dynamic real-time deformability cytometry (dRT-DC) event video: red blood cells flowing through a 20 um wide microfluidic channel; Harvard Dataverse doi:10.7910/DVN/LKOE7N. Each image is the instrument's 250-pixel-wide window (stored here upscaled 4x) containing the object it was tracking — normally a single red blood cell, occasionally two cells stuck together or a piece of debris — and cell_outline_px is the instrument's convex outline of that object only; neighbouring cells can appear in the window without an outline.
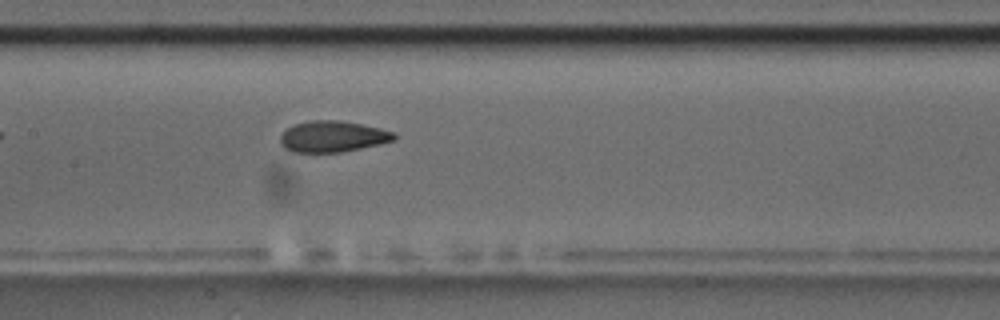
{"species": "common noctule bat (a hibernating species)", "species_latin": "Nyctalus noctula", "temperature_condition": "room temperature", "stored_images_in_passage": 7, "camera_frame_rate_fps": 3000, "um_per_image_px": 0.085, "animal": {"sex": "male", "body_mass_g": 17.5, "forearm_length_mm": 52.3}, "frame": {"image": 1, "passage_image": 7, "time_ms": 2.0, "image_size_px": [1000, 320], "cell_outline_px": [[396, 140], [380, 144], [340, 152], [292, 152], [284, 148], [280, 144], [280, 136], [288, 128], [296, 124], [308, 120], [340, 120], [380, 128], [396, 132]], "centroid_in_image_um": [28.29, 11.6], "position_along_channel_um": 179.1, "area_um2": 20.69}}